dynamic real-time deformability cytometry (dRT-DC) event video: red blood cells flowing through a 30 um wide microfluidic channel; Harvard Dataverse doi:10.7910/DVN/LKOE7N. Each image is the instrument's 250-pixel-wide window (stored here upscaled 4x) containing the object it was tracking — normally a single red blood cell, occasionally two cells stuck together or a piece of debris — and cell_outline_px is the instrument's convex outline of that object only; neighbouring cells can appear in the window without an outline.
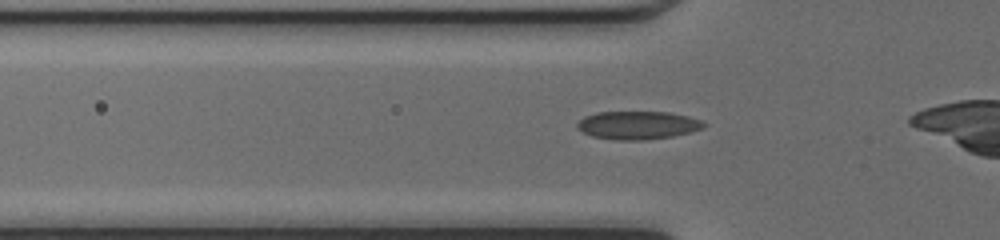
{"species": "common noctule bat (a hibernating species)", "species_latin": "Nyctalus noctula", "temperature_condition": "cold", "stored_images_in_passage": 28, "camera_frame_rate_fps": 3000, "um_per_image_px": 0.085, "animal": {"sex": "female", "body_mass_g": 17.0, "forearm_length_mm": 48.0}, "frame": {"image": 1, "passage_image": 5, "time_ms": 1.333, "image_size_px": [1000, 240], "cell_outline_px": [[708, 124], [704, 128], [672, 136], [644, 140], [616, 140], [592, 136], [576, 128], [576, 124], [584, 116], [596, 112], [668, 112], [688, 116], [700, 120]], "centroid_in_image_um": [54.2, 10.64], "position_along_channel_um": 71.6, "area_um2": 20.75}}
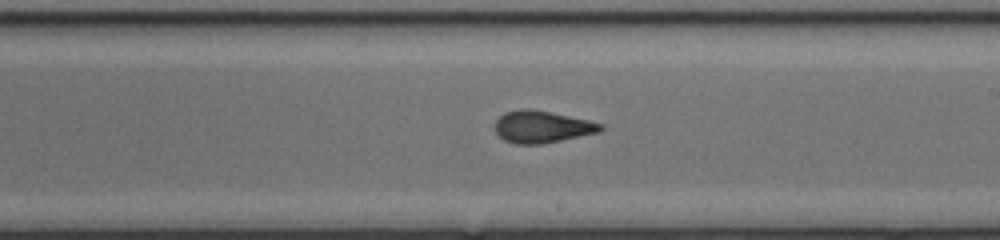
{"frame": {"image": 2, "passage_image": 17, "time_ms": 5.333, "image_size_px": [1000, 240], "cell_outline_px": [[604, 128], [600, 132], [540, 144], [516, 144], [504, 140], [496, 132], [496, 120], [504, 112], [520, 108], [528, 108], [588, 120], [604, 124]], "centroid_in_image_um": [46.06, 10.77], "position_along_channel_um": 242.9, "area_um2": 19.54}}
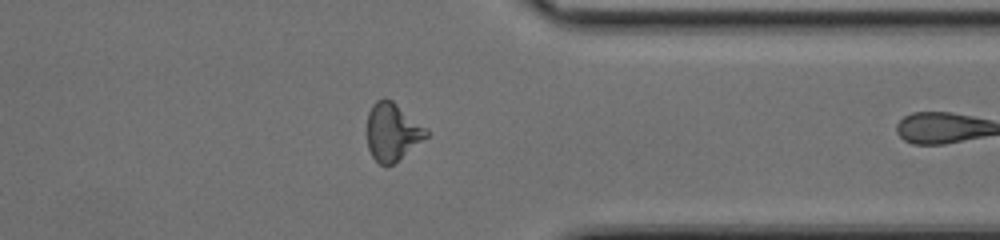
{"frame": {"image": 3, "passage_image": 27, "time_ms": 8.667, "image_size_px": [1000, 240], "cell_outline_px": [[428, 136], [392, 164], [380, 164], [372, 156], [368, 148], [368, 112], [372, 104], [376, 100], [384, 96], [392, 100], [424, 128], [428, 132]], "centroid_in_image_um": [33.31, 11.18], "position_along_channel_um": 378.1, "area_um2": 19.36}}